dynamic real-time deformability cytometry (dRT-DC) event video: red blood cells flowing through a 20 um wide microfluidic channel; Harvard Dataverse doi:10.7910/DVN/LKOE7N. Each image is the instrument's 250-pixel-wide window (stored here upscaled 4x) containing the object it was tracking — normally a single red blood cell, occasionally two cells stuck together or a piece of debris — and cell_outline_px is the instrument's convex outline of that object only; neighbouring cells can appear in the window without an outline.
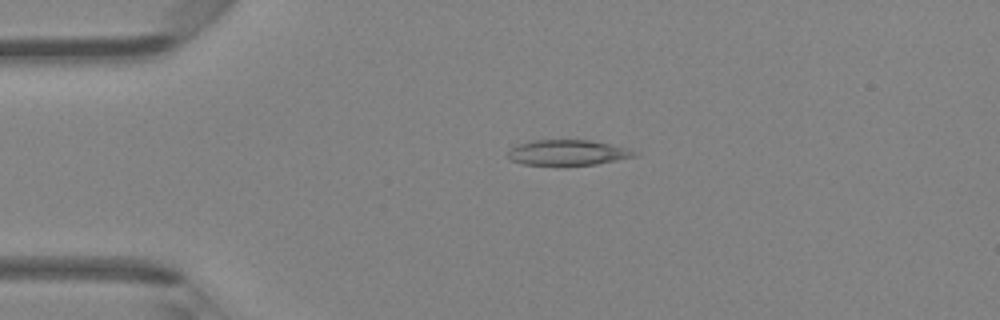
{"species": "Egyptian fruit bat (a non-hibernating species)", "species_latin": "Rousettus aegyptiacus", "temperature_condition": "room temperature", "stored_images_in_passage": 4, "camera_frame_rate_fps": 3000, "um_per_image_px": 0.085, "animal": {"sex": "female"}, "frame": {"image": 1, "passage_image": 3, "time_ms": 0.667, "image_size_px": [1000, 320], "cell_outline_px": [[640, 152], [636, 156], [596, 164], [564, 168], [524, 164], [508, 160], [508, 152], [516, 144], [532, 140], [588, 140], [628, 148]], "centroid_in_image_um": [48.21, 13.01], "position_along_channel_um": 36.8, "area_um2": 19.54}}